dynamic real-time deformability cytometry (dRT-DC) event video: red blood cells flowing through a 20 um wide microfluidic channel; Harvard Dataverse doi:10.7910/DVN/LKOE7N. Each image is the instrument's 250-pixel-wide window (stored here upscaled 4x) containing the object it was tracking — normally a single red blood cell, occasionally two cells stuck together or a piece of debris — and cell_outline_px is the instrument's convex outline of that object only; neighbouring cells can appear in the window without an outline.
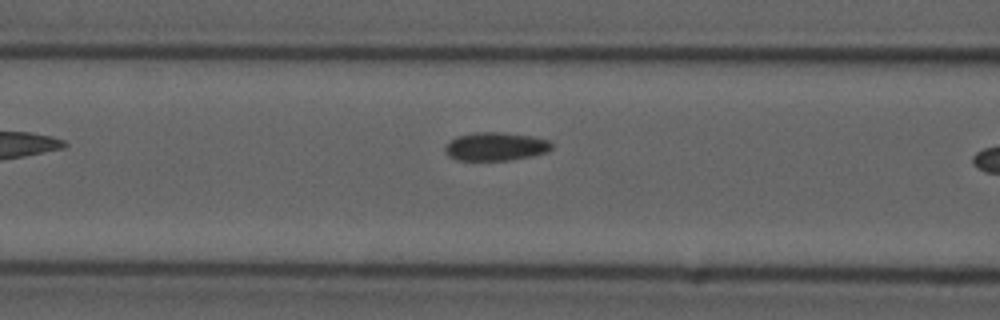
{"species": "common noctule bat (a hibernating species)", "species_latin": "Nyctalus noctula", "temperature_condition": "cold", "stored_images_in_passage": 8, "camera_frame_rate_fps": 3000, "um_per_image_px": 0.085, "animal": {"sex": "male", "forearm_length_mm": 52.5}, "frame": {"image": 1, "passage_image": 7, "time_ms": 2.0, "image_size_px": [1000, 320], "cell_outline_px": [[552, 148], [548, 152], [532, 156], [512, 160], [456, 160], [448, 156], [444, 152], [444, 148], [456, 136], [476, 132], [500, 132], [532, 136], [548, 140], [552, 144]], "centroid_in_image_um": [42.13, 12.46], "position_along_channel_um": 124.5, "area_um2": 17.69}}